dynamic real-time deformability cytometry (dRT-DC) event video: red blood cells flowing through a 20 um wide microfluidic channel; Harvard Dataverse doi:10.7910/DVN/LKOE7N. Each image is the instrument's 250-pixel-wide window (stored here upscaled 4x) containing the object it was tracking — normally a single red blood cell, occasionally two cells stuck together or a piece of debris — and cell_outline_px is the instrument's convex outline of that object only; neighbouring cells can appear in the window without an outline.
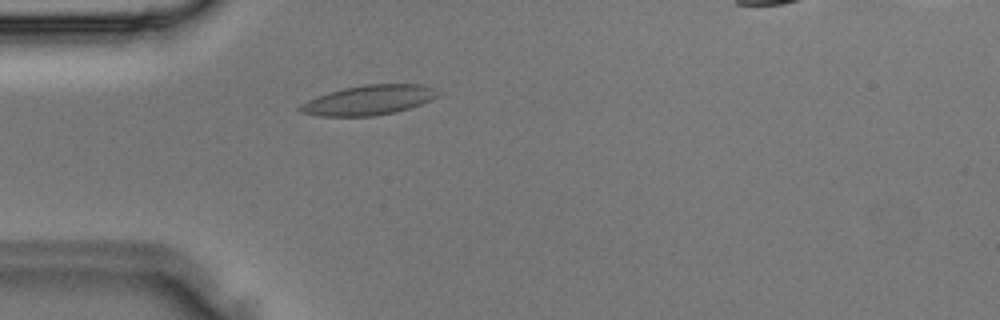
{"species": "Egyptian fruit bat (a non-hibernating species)", "species_latin": "Rousettus aegyptiacus", "temperature_condition": "room temperature", "stored_images_in_passage": 27, "camera_frame_rate_fps": 3000, "um_per_image_px": 0.085, "animal": {"sex": "male"}, "frame": {"image": 1, "passage_image": 2, "time_ms": 0.333, "image_size_px": [1000, 320], "cell_outline_px": [[440, 96], [432, 100], [396, 112], [372, 116], [320, 116], [300, 112], [296, 108], [300, 104], [316, 96], [328, 92], [344, 88], [364, 84], [424, 84], [432, 88]], "centroid_in_image_um": [31.31, 8.51], "position_along_channel_um": 53.7, "area_um2": 23.93}}
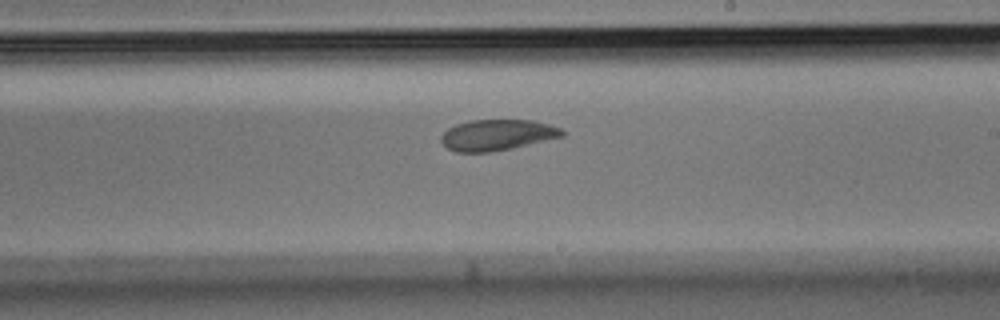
{"frame": {"image": 2, "passage_image": 13, "time_ms": 4.0, "image_size_px": [1000, 320], "cell_outline_px": [[564, 136], [512, 148], [492, 152], [456, 152], [448, 148], [440, 140], [440, 136], [448, 128], [456, 124], [468, 120], [532, 120], [548, 124], [560, 128], [564, 132]], "centroid_in_image_um": [42.23, 11.47], "position_along_channel_um": 246.8, "area_um2": 21.79}}
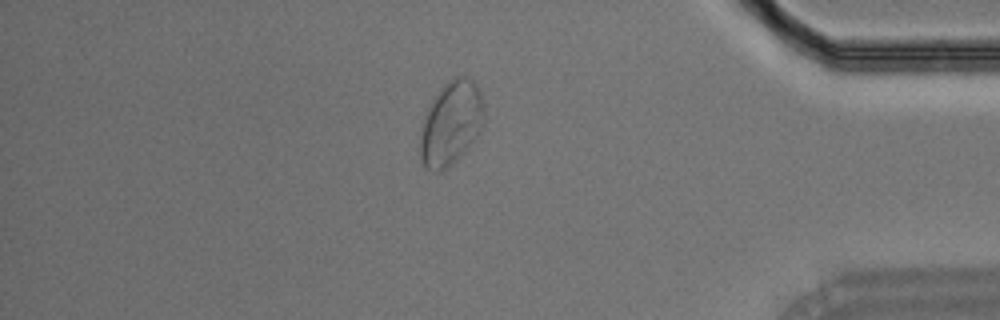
{"frame": {"image": 3, "passage_image": 23, "time_ms": 7.333, "image_size_px": [1000, 320], "cell_outline_px": [[484, 124], [480, 132], [464, 152], [448, 168], [440, 172], [432, 172], [424, 164], [420, 156], [420, 128], [440, 88], [448, 80], [456, 76], [464, 76], [472, 80], [476, 84], [480, 92], [484, 116]], "centroid_in_image_um": [38.35, 10.5], "position_along_channel_um": 396.9, "area_um2": 30.92}}